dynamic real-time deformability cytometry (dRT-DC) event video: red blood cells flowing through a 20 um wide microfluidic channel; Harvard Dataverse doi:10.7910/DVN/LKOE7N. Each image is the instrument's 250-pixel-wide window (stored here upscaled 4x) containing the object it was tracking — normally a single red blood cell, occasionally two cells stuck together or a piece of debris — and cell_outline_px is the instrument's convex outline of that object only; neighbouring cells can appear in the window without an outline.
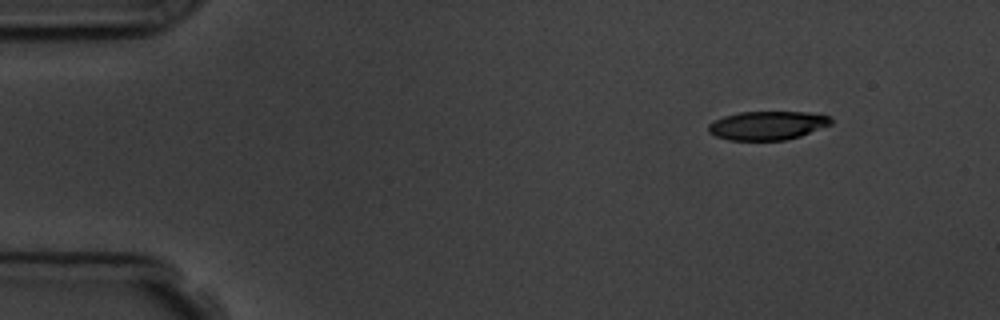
{"species": "common noctule bat (a hibernating species)", "species_latin": "Nyctalus noctula", "temperature_condition": "room temperature", "stored_images_in_passage": 4, "camera_frame_rate_fps": 3000, "um_per_image_px": 0.085, "animal": {"sex": "male", "body_mass_g": 19.5, "forearm_length_mm": 54.6}, "frame": {"image": 1, "passage_image": 1, "time_ms": 0.0, "image_size_px": [1000, 320], "cell_outline_px": [[832, 124], [800, 136], [784, 140], [728, 140], [716, 136], [708, 132], [708, 124], [724, 116], [740, 112], [808, 112], [832, 116]], "centroid_in_image_um": [65.25, 10.66], "position_along_channel_um": 19.8, "area_um2": 20.52}}
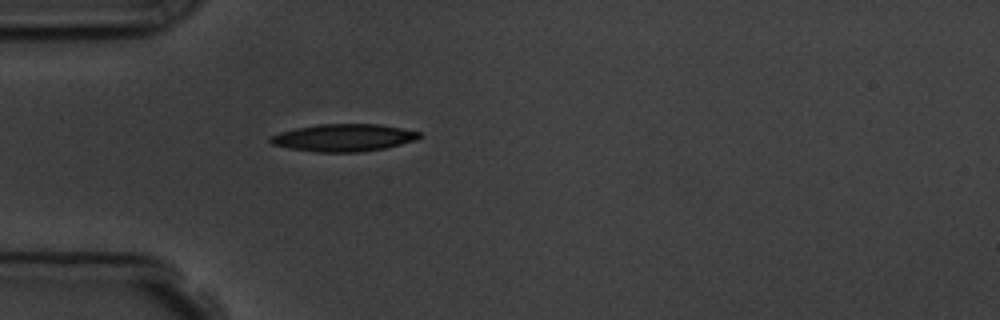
{"frame": {"image": 2, "passage_image": 4, "time_ms": 3.333, "image_size_px": [1000, 320], "cell_outline_px": [[420, 136], [416, 140], [384, 148], [360, 152], [316, 152], [288, 148], [272, 144], [268, 140], [272, 136], [280, 132], [296, 128], [320, 124], [380, 124], [420, 132]], "centroid_in_image_um": [29.19, 11.7], "position_along_channel_um": 55.8, "area_um2": 23.58}}